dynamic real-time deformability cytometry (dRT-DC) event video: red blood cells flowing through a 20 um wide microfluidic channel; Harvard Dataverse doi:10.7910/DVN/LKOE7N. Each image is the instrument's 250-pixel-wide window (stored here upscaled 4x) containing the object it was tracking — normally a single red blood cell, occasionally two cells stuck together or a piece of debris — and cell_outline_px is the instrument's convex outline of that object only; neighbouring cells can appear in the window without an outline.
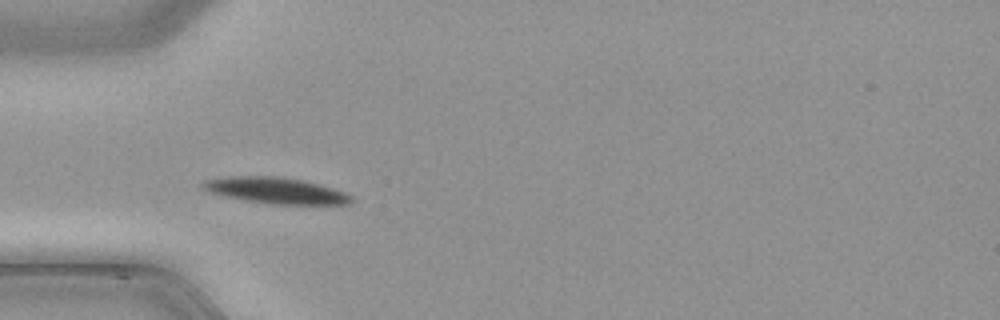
{"species": "common noctule bat (a hibernating species)", "species_latin": "Nyctalus noctula", "temperature_condition": "cold", "stored_images_in_passage": 3, "camera_frame_rate_fps": 3000, "um_per_image_px": 0.085, "animal": {"sex": "male", "body_mass_g": 21.5, "forearm_length_mm": 52.0}, "frame": {"image": 1, "passage_image": 1, "time_ms": 0.0, "image_size_px": [1000, 320], "cell_outline_px": [[356, 200], [348, 204], [272, 204], [244, 200], [224, 196], [208, 192], [200, 188], [200, 184], [204, 180], [232, 176], [280, 176], [300, 180], [332, 188], [344, 192], [352, 196]], "centroid_in_image_um": [23.4, 16.2], "position_along_channel_um": 61.6, "area_um2": 22.6}}